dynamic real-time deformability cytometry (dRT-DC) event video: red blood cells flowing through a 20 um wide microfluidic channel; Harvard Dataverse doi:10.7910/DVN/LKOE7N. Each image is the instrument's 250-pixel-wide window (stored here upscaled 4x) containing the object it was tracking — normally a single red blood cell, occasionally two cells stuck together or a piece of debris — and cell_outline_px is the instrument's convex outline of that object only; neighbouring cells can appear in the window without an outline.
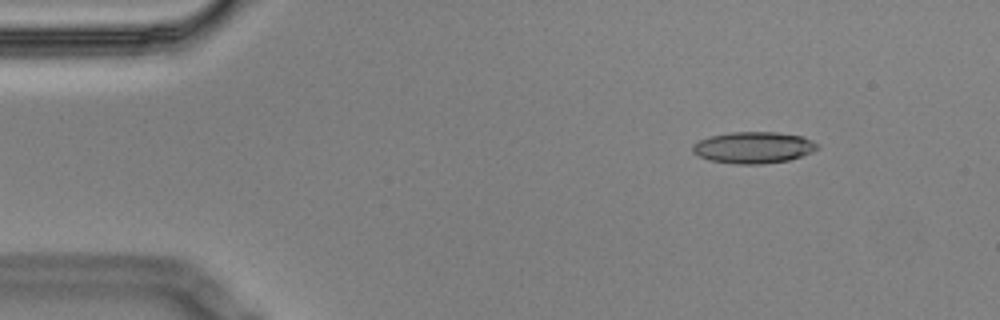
{"species": "Egyptian fruit bat (a non-hibernating species)", "species_latin": "Rousettus aegyptiacus", "temperature_condition": "cold", "stored_images_in_passage": 6, "camera_frame_rate_fps": 3000, "um_per_image_px": 0.085, "animal": {"sex": "male"}, "frame": {"image": 1, "passage_image": 1, "time_ms": 0.0, "image_size_px": [1000, 320], "cell_outline_px": [[820, 148], [812, 152], [788, 160], [760, 164], [736, 164], [708, 160], [692, 152], [692, 144], [708, 136], [732, 132], [776, 132], [804, 136], [820, 144]], "centroid_in_image_um": [64.06, 12.53], "position_along_channel_um": 20.9, "area_um2": 23.06}}
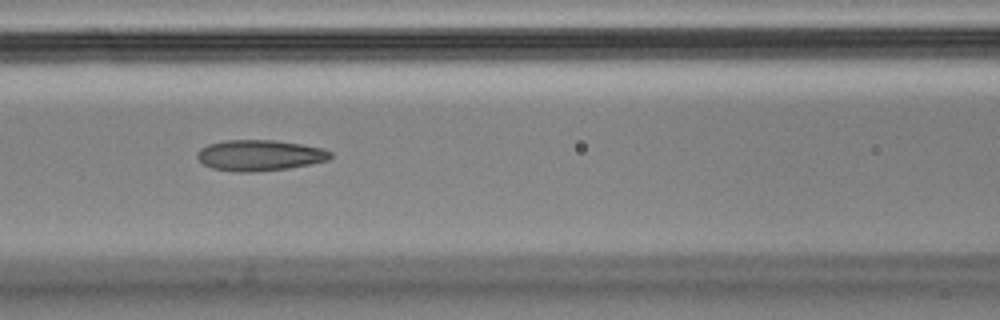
{"frame": {"image": 2, "passage_image": 6, "time_ms": 1.667, "image_size_px": [1000, 320], "cell_outline_px": [[332, 156], [328, 160], [288, 168], [252, 172], [236, 172], [212, 168], [204, 164], [196, 156], [196, 152], [200, 148], [208, 144], [224, 140], [276, 140], [324, 148], [332, 152]], "centroid_in_image_um": [22.05, 13.19], "position_along_channel_um": 144.5, "area_um2": 23.99}}